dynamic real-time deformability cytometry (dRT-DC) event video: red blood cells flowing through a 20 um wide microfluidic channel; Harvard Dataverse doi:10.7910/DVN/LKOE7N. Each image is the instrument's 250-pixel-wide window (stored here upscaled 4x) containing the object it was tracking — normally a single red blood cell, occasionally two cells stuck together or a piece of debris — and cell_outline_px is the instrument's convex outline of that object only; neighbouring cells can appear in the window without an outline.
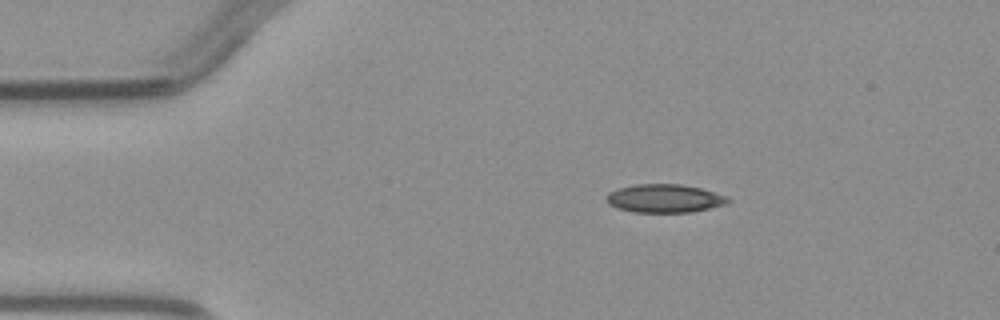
{"species": "common noctule bat (a hibernating species)", "species_latin": "Nyctalus noctula", "temperature_condition": "warm", "stored_images_in_passage": 4, "camera_frame_rate_fps": 3000, "um_per_image_px": 0.085, "animal": {"sex": "male", "body_mass_g": 23.1, "forearm_length_mm": 52.7}, "frame": {"image": 1, "passage_image": 2, "time_ms": 1.333, "image_size_px": [1000, 320], "cell_outline_px": [[732, 200], [724, 204], [692, 212], [632, 212], [616, 208], [608, 204], [604, 200], [604, 196], [608, 192], [616, 188], [636, 184], [680, 184], [700, 188], [728, 196]], "centroid_in_image_um": [56.41, 16.86], "position_along_channel_um": 28.6, "area_um2": 20.29}}
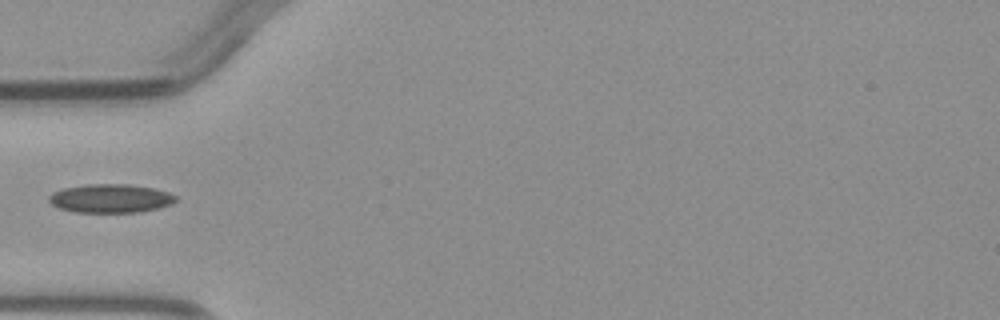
{"frame": {"image": 2, "passage_image": 4, "time_ms": 3.667, "image_size_px": [1000, 320], "cell_outline_px": [[176, 200], [172, 204], [140, 212], [76, 212], [60, 208], [52, 204], [48, 200], [48, 196], [52, 192], [64, 188], [88, 184], [124, 184], [152, 188], [168, 192], [176, 196]], "centroid_in_image_um": [9.37, 16.86], "position_along_channel_um": 75.6, "area_um2": 20.98}}